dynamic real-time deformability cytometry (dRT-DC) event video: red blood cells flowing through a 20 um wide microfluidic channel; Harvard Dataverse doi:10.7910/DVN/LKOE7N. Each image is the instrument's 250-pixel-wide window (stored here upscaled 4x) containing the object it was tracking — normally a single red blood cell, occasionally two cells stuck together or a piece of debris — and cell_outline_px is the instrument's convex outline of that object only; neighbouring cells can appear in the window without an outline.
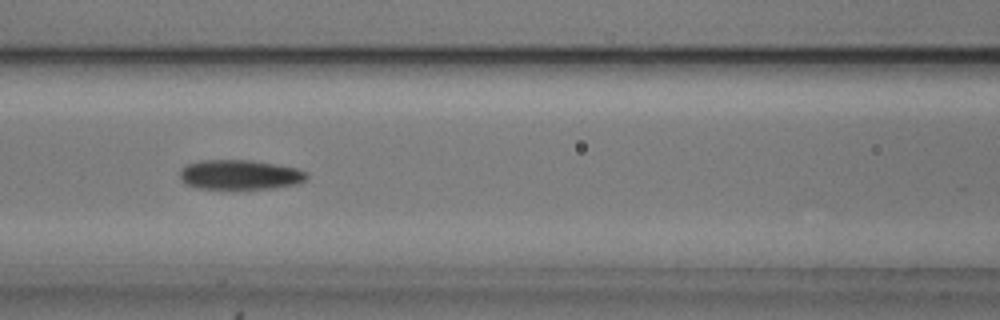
{"species": "common noctule bat (a hibernating species)", "species_latin": "Nyctalus noctula", "temperature_condition": "cold", "stored_images_in_passage": 41, "camera_frame_rate_fps": 3000, "um_per_image_px": 0.085, "animal": {"sex": "male", "body_mass_g": 20.5, "forearm_length_mm": 52.5}, "frame": {"image": 1, "passage_image": 18, "time_ms": 5.667, "image_size_px": [1000, 320], "cell_outline_px": [[308, 176], [300, 184], [276, 188], [196, 188], [184, 184], [180, 180], [180, 172], [188, 164], [204, 160], [248, 160], [276, 164], [296, 168], [308, 172]], "centroid_in_image_um": [20.42, 14.86], "position_along_channel_um": 146.2, "area_um2": 21.91}, "authors_computed_cell_mechanics": {"area_um2": 21.6172, "velocity_mm_per_s": 3.7416, "shape_relaxation_time_tau1_ms": 7.1944, "shape_relaxation_time_tau2_ms": 5.6582, "deformation_change_tau1": 0.1734, "deformation_change_tau2": 0.1287}}